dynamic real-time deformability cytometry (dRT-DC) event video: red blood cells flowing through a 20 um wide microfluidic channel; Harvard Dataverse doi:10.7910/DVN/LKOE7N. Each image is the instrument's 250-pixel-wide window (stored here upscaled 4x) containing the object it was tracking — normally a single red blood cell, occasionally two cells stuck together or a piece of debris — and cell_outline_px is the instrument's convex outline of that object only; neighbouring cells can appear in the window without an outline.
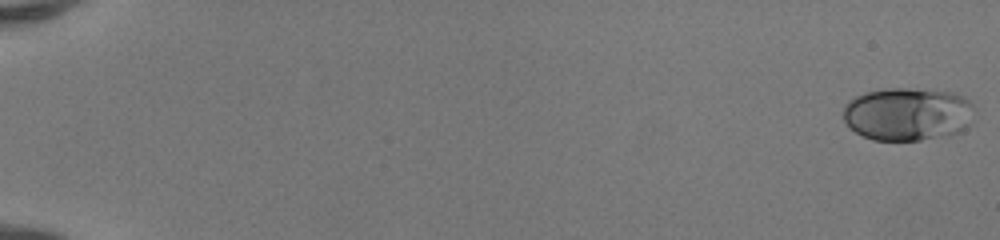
{"species": "human", "species_latin": "Homo sapiens", "temperature_condition": "room temperature", "stored_images_in_passage": 9, "camera_frame_rate_fps": 3000, "um_per_image_px": 0.085, "donor": {"sex": "female"}, "frame": {"image": 1, "passage_image": 1, "time_ms": 0.0, "image_size_px": [1000, 240], "cell_outline_px": [[976, 112], [968, 124], [960, 132], [948, 136], [920, 140], [872, 140], [856, 132], [844, 120], [844, 104], [848, 100], [856, 96], [868, 92], [888, 88], [908, 88], [956, 92], [964, 96], [976, 108]], "centroid_in_image_um": [77.2, 9.69], "position_along_channel_um": 7.8, "area_um2": 40.98}}